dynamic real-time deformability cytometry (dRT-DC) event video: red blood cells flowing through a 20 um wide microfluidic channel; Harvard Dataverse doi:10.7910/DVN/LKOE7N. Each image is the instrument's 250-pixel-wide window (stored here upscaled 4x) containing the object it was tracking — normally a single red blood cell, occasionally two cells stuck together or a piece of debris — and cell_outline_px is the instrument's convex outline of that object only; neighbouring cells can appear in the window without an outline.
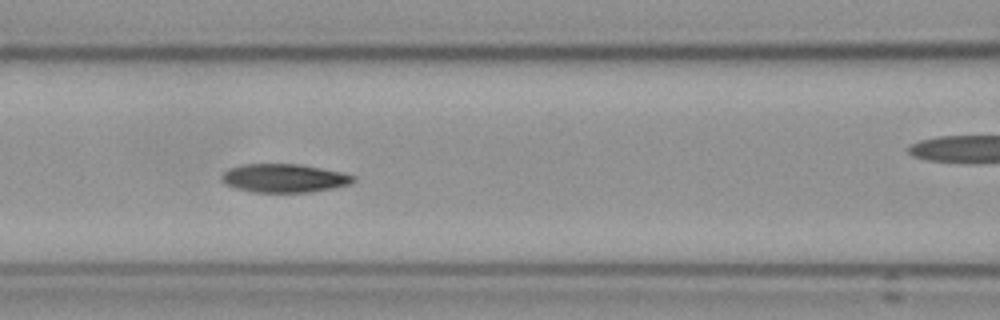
{"species": "Egyptian fruit bat (a non-hibernating species)", "species_latin": "Rousettus aegyptiacus", "temperature_condition": "cold", "stored_images_in_passage": 9, "camera_frame_rate_fps": 3000, "um_per_image_px": 0.085, "frame": {"image": 1, "passage_image": 7, "time_ms": 7.0, "image_size_px": [1000, 320], "cell_outline_px": [[356, 180], [348, 184], [332, 188], [312, 192], [252, 192], [236, 188], [224, 184], [220, 180], [220, 176], [228, 168], [244, 164], [300, 164], [340, 172], [356, 176]], "centroid_in_image_um": [24.11, 15.14], "position_along_channel_um": 142.5, "area_um2": 21.91}}